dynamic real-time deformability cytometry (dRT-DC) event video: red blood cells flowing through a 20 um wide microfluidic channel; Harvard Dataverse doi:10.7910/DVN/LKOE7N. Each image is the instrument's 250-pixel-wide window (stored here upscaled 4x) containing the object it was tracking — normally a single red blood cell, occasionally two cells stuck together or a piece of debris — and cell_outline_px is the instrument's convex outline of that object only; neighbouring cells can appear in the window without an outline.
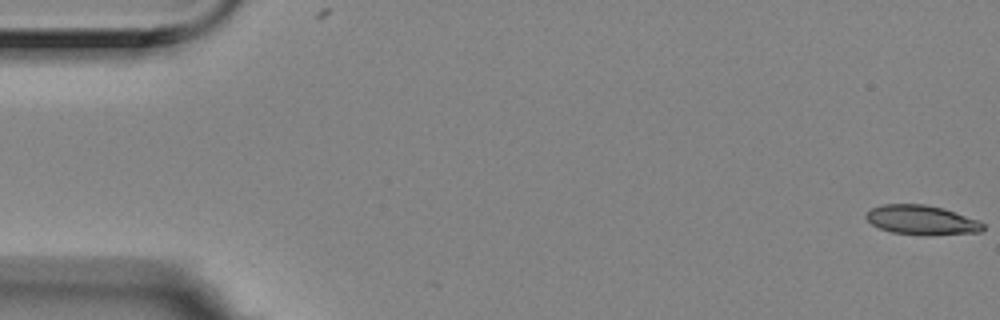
{"species": "Egyptian fruit bat (a non-hibernating species)", "species_latin": "Rousettus aegyptiacus", "temperature_condition": "room temperature", "stored_images_in_passage": 15, "camera_frame_rate_fps": 3000, "um_per_image_px": 0.085, "animal": {"sex": "female"}, "frame": {"image": 1, "passage_image": 1, "time_ms": 0.0, "image_size_px": [1000, 320], "cell_outline_px": [[984, 228], [980, 232], [928, 236], [920, 236], [892, 232], [880, 228], [872, 224], [864, 216], [872, 208], [880, 204], [924, 204], [944, 208], [976, 220], [984, 224]], "centroid_in_image_um": [78.33, 18.71], "position_along_channel_um": 6.7, "area_um2": 20.17}}
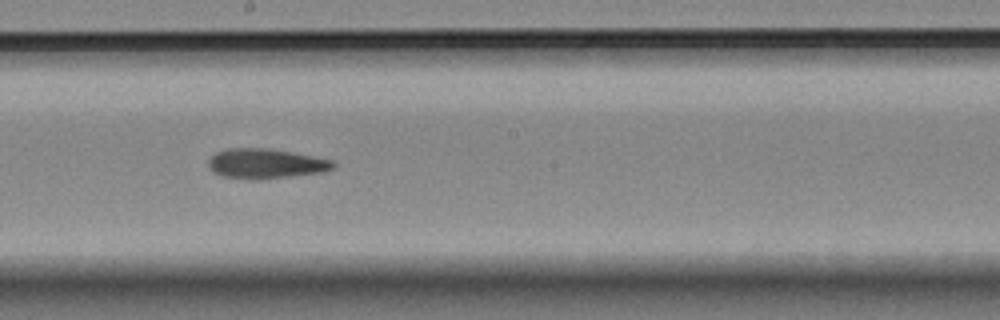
{"frame": {"image": 2, "passage_image": 9, "time_ms": 2.667, "image_size_px": [1000, 320], "cell_outline_px": [[336, 164], [332, 168], [324, 172], [256, 180], [224, 176], [212, 172], [208, 164], [208, 160], [216, 152], [228, 148], [268, 148], [292, 152], [332, 160]], "centroid_in_image_um": [22.57, 13.9], "position_along_channel_um": 225.6, "area_um2": 21.62}}
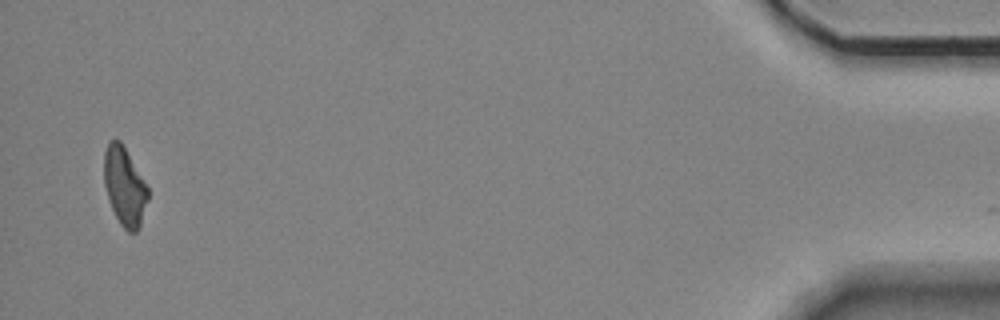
{"frame": {"image": 3, "passage_image": 15, "time_ms": 4.667, "image_size_px": [1000, 320], "cell_outline_px": [[148, 200], [140, 228], [136, 232], [128, 232], [120, 224], [108, 200], [104, 184], [104, 152], [108, 140], [120, 140], [148, 188]], "centroid_in_image_um": [10.58, 15.87], "position_along_channel_um": 424.6, "area_um2": 20.0}}